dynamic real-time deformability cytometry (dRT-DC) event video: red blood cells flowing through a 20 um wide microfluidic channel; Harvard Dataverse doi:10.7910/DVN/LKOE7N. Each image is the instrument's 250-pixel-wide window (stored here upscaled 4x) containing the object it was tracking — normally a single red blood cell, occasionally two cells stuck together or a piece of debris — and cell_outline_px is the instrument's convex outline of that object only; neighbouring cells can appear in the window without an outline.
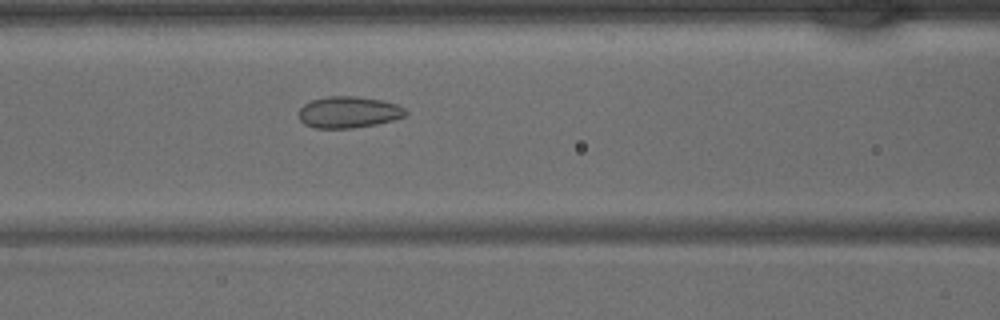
{"species": "common noctule bat (a hibernating species)", "species_latin": "Nyctalus noctula", "temperature_condition": "warm", "stored_images_in_passage": 42, "camera_frame_rate_fps": 3000, "um_per_image_px": 0.085, "animal": {"sex": "male", "body_mass_g": 15.6}, "frame": {"image": 1, "passage_image": 18, "time_ms": 5.667, "image_size_px": [1000, 320], "cell_outline_px": [[408, 112], [404, 116], [392, 120], [376, 124], [352, 128], [316, 128], [304, 124], [300, 120], [296, 112], [304, 104], [312, 100], [328, 96], [352, 96], [384, 100], [396, 104], [404, 108]], "centroid_in_image_um": [29.59, 9.53], "position_along_channel_um": 137.0, "area_um2": 19.65}}
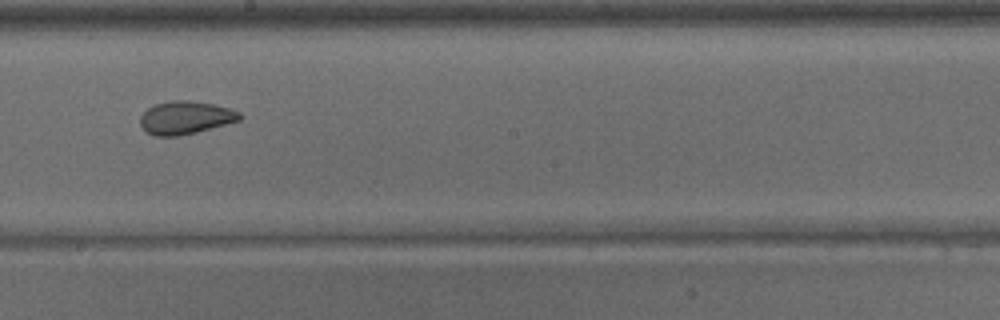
{"frame": {"image": 2, "passage_image": 24, "time_ms": 7.667, "image_size_px": [1000, 320], "cell_outline_px": [[244, 116], [240, 120], [196, 132], [180, 136], [156, 136], [148, 132], [140, 124], [140, 116], [148, 108], [156, 104], [172, 100], [188, 100], [212, 104], [228, 108], [240, 112]], "centroid_in_image_um": [15.77, 10.0], "position_along_channel_um": 232.4, "area_um2": 18.96}}
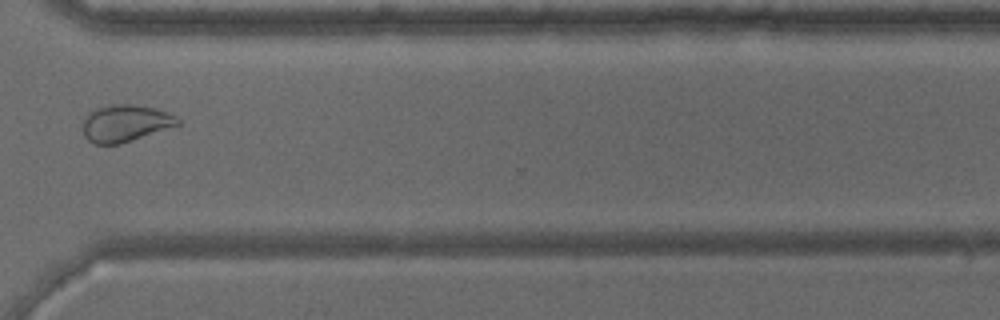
{"frame": {"image": 3, "passage_image": 32, "time_ms": 10.333, "image_size_px": [1000, 320], "cell_outline_px": [[180, 124], [120, 144], [92, 144], [84, 136], [84, 120], [88, 112], [96, 108], [116, 104], [136, 104], [156, 108], [176, 116], [180, 120]], "centroid_in_image_um": [10.65, 10.47], "position_along_channel_um": 360.0, "area_um2": 20.35}}